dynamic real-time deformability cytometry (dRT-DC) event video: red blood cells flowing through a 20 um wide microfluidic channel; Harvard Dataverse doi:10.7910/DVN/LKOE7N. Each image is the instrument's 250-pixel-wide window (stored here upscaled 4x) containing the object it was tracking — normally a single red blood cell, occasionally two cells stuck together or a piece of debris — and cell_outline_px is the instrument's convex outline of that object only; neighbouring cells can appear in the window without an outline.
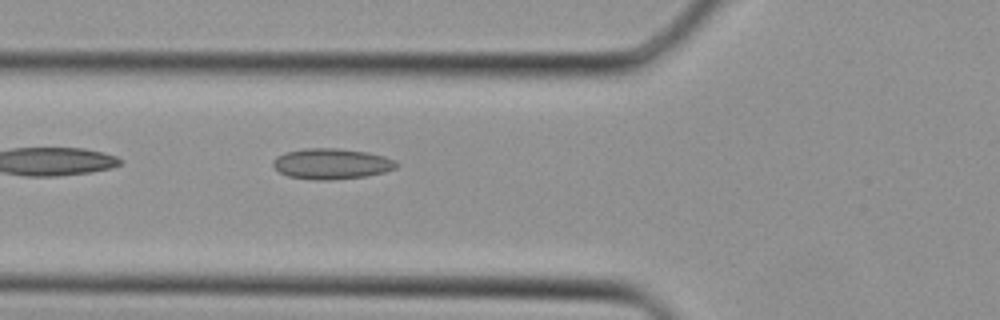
{"species": "Egyptian fruit bat (a non-hibernating species)", "species_latin": "Rousettus aegyptiacus", "temperature_condition": "cold", "stored_images_in_passage": 19, "camera_frame_rate_fps": 3000, "um_per_image_px": 0.085, "animal": {"sex": "female"}, "frame": {"image": 1, "passage_image": 3, "time_ms": 0.667, "image_size_px": [1000, 320], "cell_outline_px": [[400, 164], [396, 168], [384, 172], [368, 176], [332, 180], [312, 180], [288, 176], [280, 172], [272, 164], [272, 160], [276, 156], [284, 152], [304, 148], [336, 148], [368, 152], [384, 156], [396, 160]], "centroid_in_image_um": [28.19, 13.92], "position_along_channel_um": 97.6, "area_um2": 22.37}}
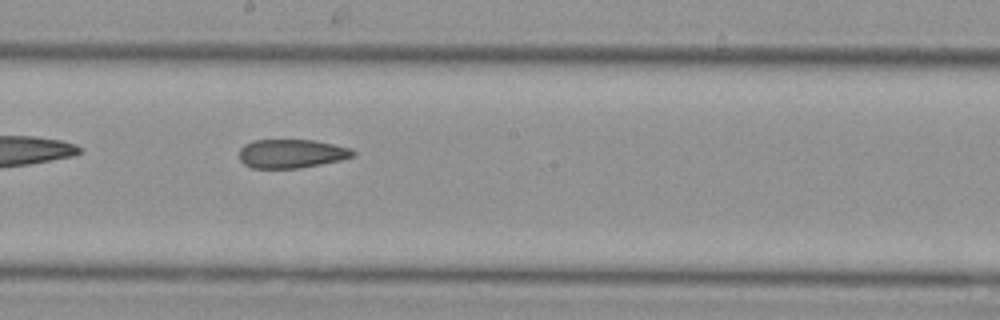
{"frame": {"image": 2, "passage_image": 10, "time_ms": 3.0, "image_size_px": [1000, 320], "cell_outline_px": [[356, 156], [340, 160], [300, 168], [252, 168], [244, 164], [240, 160], [240, 148], [244, 144], [252, 140], [312, 140], [352, 148], [356, 152]], "centroid_in_image_um": [24.78, 13.06], "position_along_channel_um": 223.4, "area_um2": 19.13}}
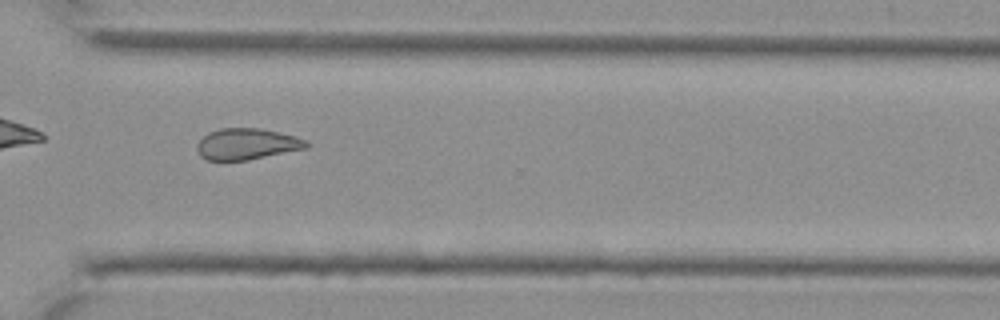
{"frame": {"image": 3, "passage_image": 17, "time_ms": 5.333, "image_size_px": [1000, 320], "cell_outline_px": [[312, 144], [308, 148], [248, 160], [208, 160], [200, 156], [196, 148], [196, 144], [208, 132], [220, 128], [260, 128], [296, 136], [308, 140]], "centroid_in_image_um": [21.02, 12.24], "position_along_channel_um": 349.6, "area_um2": 20.11}}